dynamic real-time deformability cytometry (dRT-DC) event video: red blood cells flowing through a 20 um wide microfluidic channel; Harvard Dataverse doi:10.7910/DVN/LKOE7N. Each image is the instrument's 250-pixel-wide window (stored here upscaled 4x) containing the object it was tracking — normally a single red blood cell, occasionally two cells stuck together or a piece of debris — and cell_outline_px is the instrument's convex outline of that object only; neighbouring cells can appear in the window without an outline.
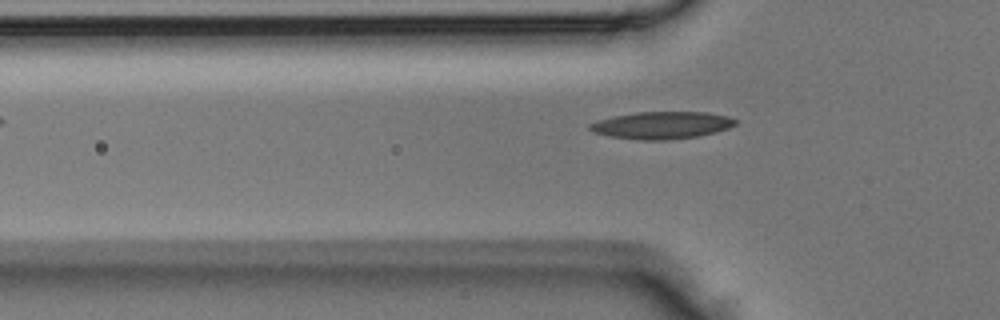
{"species": "Egyptian fruit bat (a non-hibernating species)", "species_latin": "Rousettus aegyptiacus", "temperature_condition": "room temperature", "stored_images_in_passage": 5, "camera_frame_rate_fps": 3000, "um_per_image_px": 0.085, "animal": {"sex": "male"}, "frame": {"image": 1, "passage_image": 4, "time_ms": 1.0, "image_size_px": [1000, 320], "cell_outline_px": [[736, 124], [728, 128], [716, 132], [700, 136], [668, 140], [640, 140], [612, 136], [592, 132], [588, 128], [588, 124], [612, 116], [636, 112], [708, 112], [728, 116], [736, 120]], "centroid_in_image_um": [56.26, 10.64], "position_along_channel_um": 69.5, "area_um2": 23.18}}
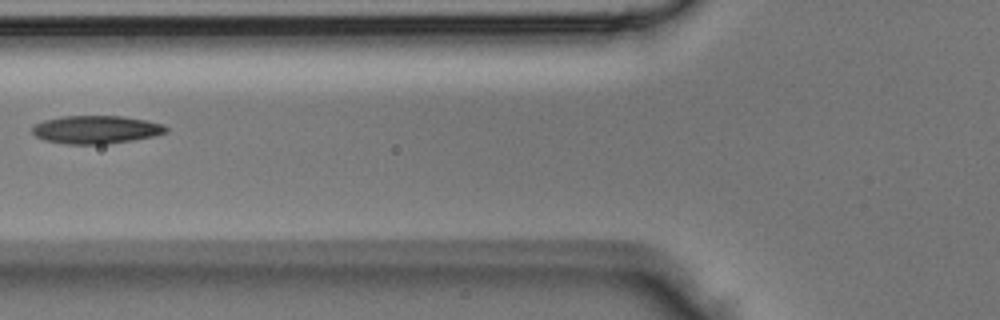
{"frame": {"image": 2, "passage_image": 5, "time_ms": 1.333, "image_size_px": [1000, 320], "cell_outline_px": [[168, 132], [156, 136], [132, 140], [104, 144], [68, 144], [44, 140], [36, 136], [32, 132], [32, 128], [36, 124], [44, 120], [64, 116], [124, 116], [164, 124], [168, 128]], "centroid_in_image_um": [8.2, 11.01], "position_along_channel_um": 117.6, "area_um2": 21.85}}